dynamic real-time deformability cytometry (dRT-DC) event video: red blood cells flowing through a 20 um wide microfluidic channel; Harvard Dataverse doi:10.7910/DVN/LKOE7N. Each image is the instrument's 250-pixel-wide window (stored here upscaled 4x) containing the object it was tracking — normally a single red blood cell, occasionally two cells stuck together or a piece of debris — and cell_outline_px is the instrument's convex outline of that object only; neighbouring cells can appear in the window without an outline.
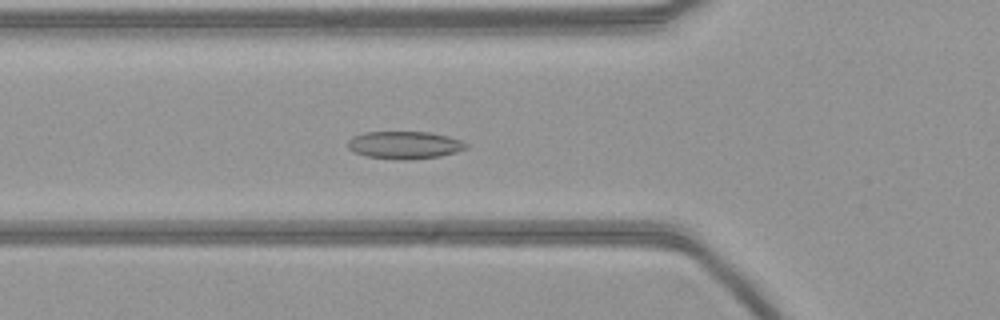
{"species": "common noctule bat (a hibernating species)", "species_latin": "Nyctalus noctula", "temperature_condition": "warm", "stored_images_in_passage": 54, "camera_frame_rate_fps": 3000, "um_per_image_px": 0.085, "animal": {"sex": "female", "body_mass_g": 21.9}, "frame": {"image": 1, "passage_image": 18, "time_ms": 5.667, "image_size_px": [1000, 320], "cell_outline_px": [[468, 148], [456, 152], [440, 156], [408, 160], [400, 160], [368, 156], [356, 152], [348, 148], [348, 140], [352, 136], [364, 132], [428, 132], [448, 136], [460, 140], [468, 144]], "centroid_in_image_um": [34.4, 12.32], "position_along_channel_um": 91.4, "area_um2": 18.96}}
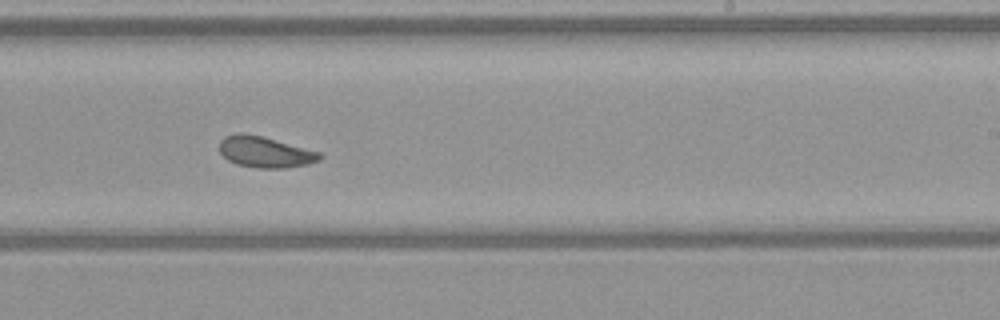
{"frame": {"image": 2, "passage_image": 32, "time_ms": 10.333, "image_size_px": [1000, 320], "cell_outline_px": [[324, 156], [320, 160], [308, 164], [284, 168], [256, 168], [236, 164], [228, 160], [220, 152], [220, 140], [224, 136], [236, 132], [240, 132], [260, 136], [320, 152]], "centroid_in_image_um": [22.52, 12.92], "position_along_channel_um": 266.5, "area_um2": 18.09}}
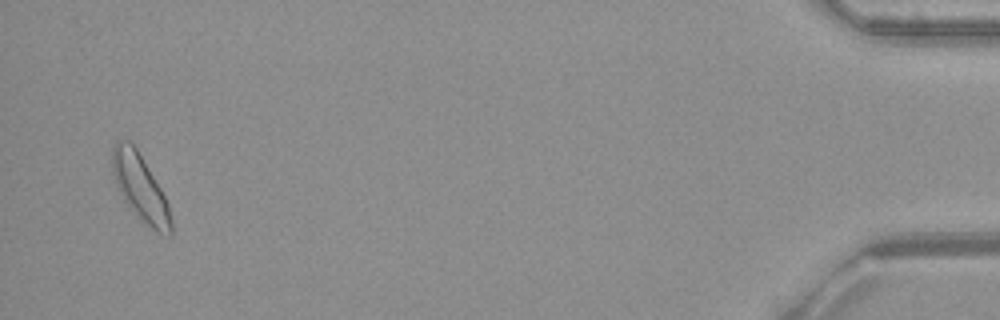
{"frame": {"image": 3, "passage_image": 52, "time_ms": 17.0, "image_size_px": [1000, 320], "cell_outline_px": [[172, 236], [160, 236], [140, 220], [128, 208], [116, 184], [112, 172], [112, 148], [116, 140], [132, 140], [160, 188], [168, 204], [172, 220]], "centroid_in_image_um": [11.92, 15.99], "position_along_channel_um": 423.3, "area_um2": 23.12}}